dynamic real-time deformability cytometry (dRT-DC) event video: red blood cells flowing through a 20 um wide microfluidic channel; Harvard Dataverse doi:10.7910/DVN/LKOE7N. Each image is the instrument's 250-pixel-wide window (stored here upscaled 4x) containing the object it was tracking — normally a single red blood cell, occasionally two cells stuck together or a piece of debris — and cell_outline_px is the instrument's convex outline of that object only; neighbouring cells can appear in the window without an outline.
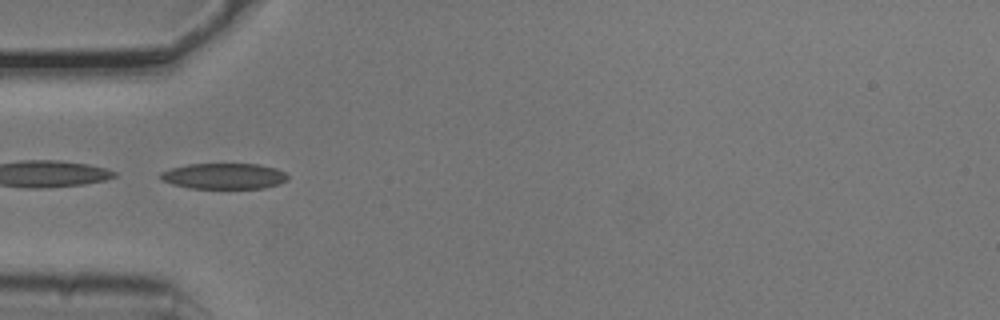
{"species": "common noctule bat (a hibernating species)", "species_latin": "Nyctalus noctula", "temperature_condition": "cold", "stored_images_in_passage": 2, "camera_frame_rate_fps": 3000, "um_per_image_px": 0.085, "animal": {"sex": "male", "body_mass_g": 20.5, "forearm_length_mm": 52.5}, "frame": {"image": 1, "passage_image": 2, "time_ms": 0.333, "image_size_px": [1000, 320], "cell_outline_px": [[288, 180], [280, 184], [264, 188], [188, 188], [172, 184], [160, 180], [160, 172], [172, 168], [188, 164], [260, 164], [276, 168], [284, 172], [288, 176]], "centroid_in_image_um": [19.05, 14.97], "position_along_channel_um": 66.0, "area_um2": 19.25}}